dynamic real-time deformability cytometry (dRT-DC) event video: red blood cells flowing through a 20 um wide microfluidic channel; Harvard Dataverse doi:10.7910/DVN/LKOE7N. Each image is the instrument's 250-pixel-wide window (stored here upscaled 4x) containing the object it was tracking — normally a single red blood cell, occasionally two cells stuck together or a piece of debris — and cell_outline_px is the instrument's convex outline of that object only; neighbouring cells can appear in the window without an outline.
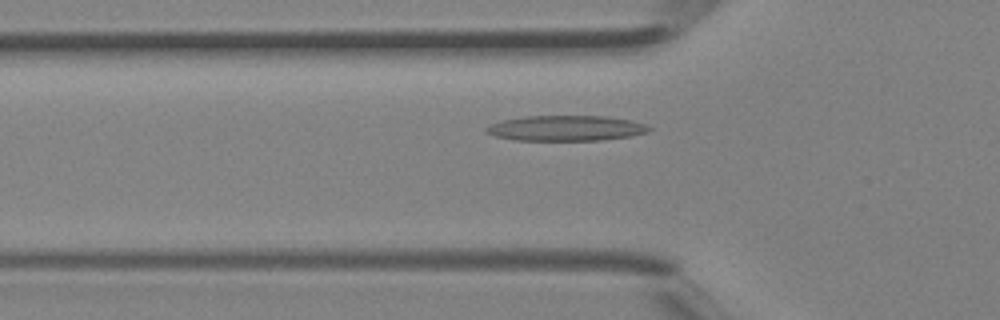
{"species": "Egyptian fruit bat (a non-hibernating species)", "species_latin": "Rousettus aegyptiacus", "temperature_condition": "room temperature", "stored_images_in_passage": 37, "camera_frame_rate_fps": 3000, "um_per_image_px": 0.085, "animal": {"sex": "female"}, "frame": {"image": 1, "passage_image": 10, "time_ms": 3.0, "image_size_px": [1000, 320], "cell_outline_px": [[652, 128], [648, 132], [628, 136], [600, 140], [512, 140], [496, 136], [484, 132], [484, 128], [500, 120], [524, 116], [608, 116], [628, 120], [644, 124]], "centroid_in_image_um": [48.04, 10.89], "position_along_channel_um": 77.8, "area_um2": 23.99}}
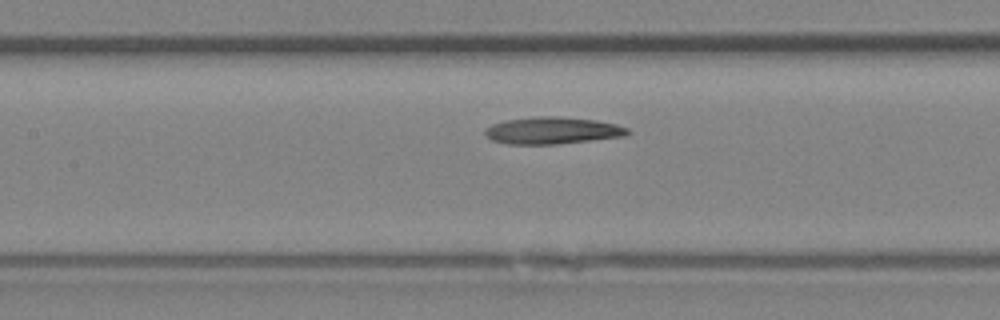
{"frame": {"image": 2, "passage_image": 15, "time_ms": 4.667, "image_size_px": [1000, 320], "cell_outline_px": [[632, 132], [624, 136], [592, 140], [556, 144], [508, 144], [492, 140], [484, 132], [484, 128], [492, 124], [504, 120], [532, 116], [560, 116], [596, 120], [616, 124], [628, 128]], "centroid_in_image_um": [46.95, 11.08], "position_along_channel_um": 160.5, "area_um2": 22.6}}
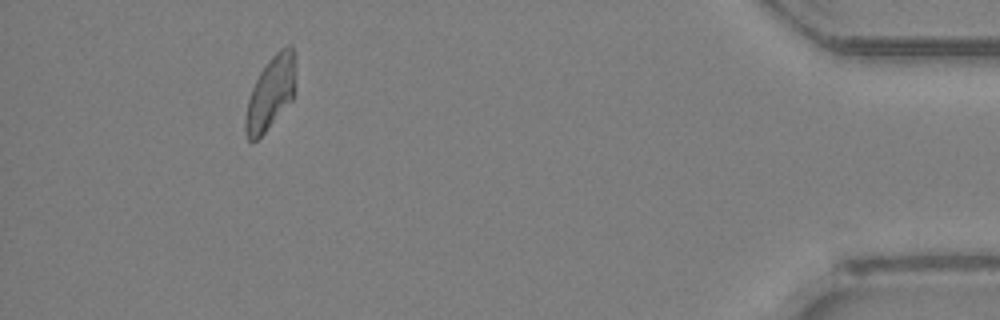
{"frame": {"image": 3, "passage_image": 34, "time_ms": 11.0, "image_size_px": [1000, 320], "cell_outline_px": [[296, 56], [292, 100], [264, 132], [252, 144], [248, 140], [244, 132], [244, 120], [248, 100], [252, 88], [260, 72], [268, 60], [280, 48], [288, 44], [292, 44]], "centroid_in_image_um": [22.99, 7.88], "position_along_channel_um": 412.2, "area_um2": 21.33}}